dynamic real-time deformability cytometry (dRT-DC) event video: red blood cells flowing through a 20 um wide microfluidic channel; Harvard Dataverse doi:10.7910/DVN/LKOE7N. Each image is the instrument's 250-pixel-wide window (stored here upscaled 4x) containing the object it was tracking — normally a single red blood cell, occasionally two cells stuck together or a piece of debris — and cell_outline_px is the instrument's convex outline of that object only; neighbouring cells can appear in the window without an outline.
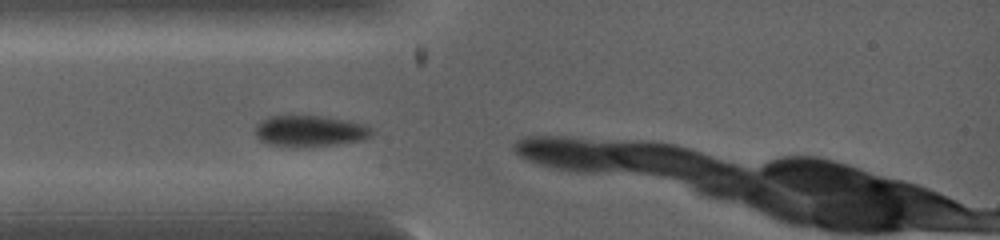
{"species": "common noctule bat (a hibernating species)", "species_latin": "Nyctalus noctula", "temperature_condition": "warm", "stored_images_in_passage": 3, "camera_frame_rate_fps": 5000, "um_per_image_px": 0.085, "animal": {"sex": "female", "body_mass_g": 19.0, "forearm_length_mm": 53.3}, "frame": {"image": 1, "passage_image": 1, "time_ms": 0.0, "image_size_px": [1000, 240], "cell_outline_px": [[372, 136], [364, 140], [336, 144], [292, 148], [268, 144], [260, 140], [256, 136], [256, 124], [268, 116], [288, 112], [324, 116], [364, 124], [372, 128]], "centroid_in_image_um": [26.28, 11.1], "position_along_channel_um": 58.7, "area_um2": 22.14}}